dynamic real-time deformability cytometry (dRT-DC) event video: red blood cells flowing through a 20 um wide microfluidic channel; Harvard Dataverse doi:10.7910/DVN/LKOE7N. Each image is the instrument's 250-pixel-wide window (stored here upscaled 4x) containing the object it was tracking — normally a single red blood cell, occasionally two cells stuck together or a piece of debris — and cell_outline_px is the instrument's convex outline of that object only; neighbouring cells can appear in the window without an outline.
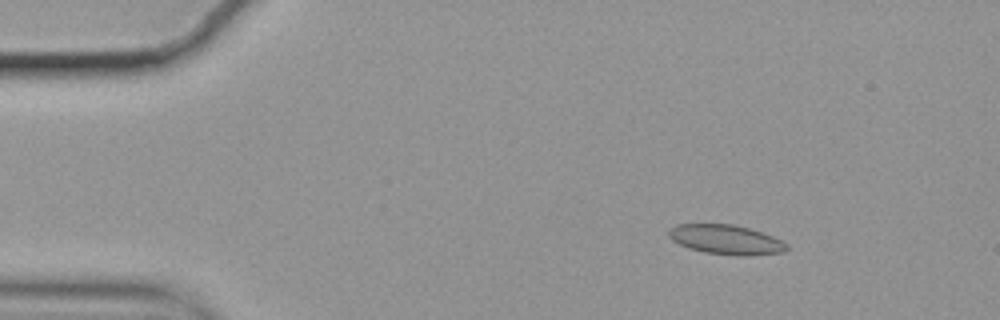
{"species": "common noctule bat (a hibernating species)", "species_latin": "Nyctalus noctula", "temperature_condition": "cold", "stored_images_in_passage": 51, "camera_frame_rate_fps": 3000, "um_per_image_px": 0.085, "animal": {"sex": "female", "body_mass_g": 19.9}, "frame": {"image": 1, "passage_image": 2, "time_ms": 0.333, "image_size_px": [1000, 320], "cell_outline_px": [[788, 248], [784, 252], [744, 256], [704, 252], [688, 248], [672, 240], [668, 236], [668, 228], [676, 224], [732, 224], [748, 228], [772, 236], [788, 244]], "centroid_in_image_um": [61.67, 20.36], "position_along_channel_um": 23.3, "area_um2": 20.23}}
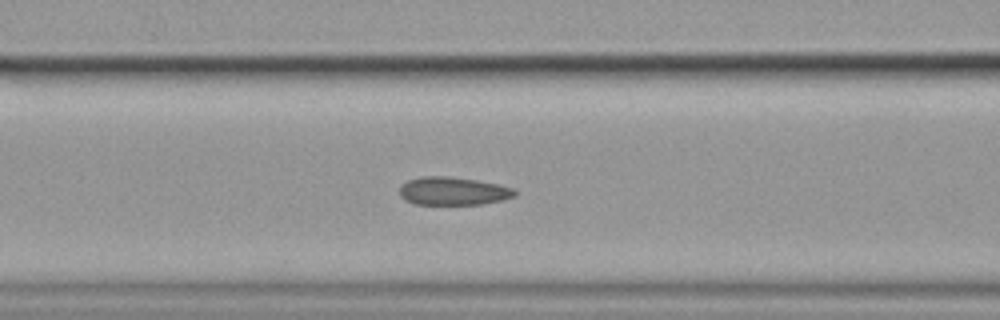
{"frame": {"image": 2, "passage_image": 17, "time_ms": 5.333, "image_size_px": [1000, 320], "cell_outline_px": [[516, 196], [504, 200], [480, 204], [416, 204], [404, 200], [400, 196], [400, 184], [408, 180], [424, 176], [448, 176], [476, 180], [496, 184], [512, 188], [516, 192]], "centroid_in_image_um": [38.49, 16.24], "position_along_channel_um": 128.1, "area_um2": 18.84}}
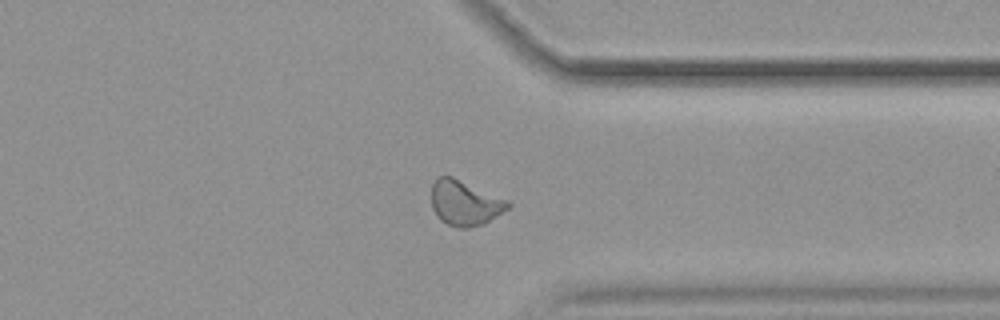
{"frame": {"image": 3, "passage_image": 38, "time_ms": 12.333, "image_size_px": [1000, 320], "cell_outline_px": [[512, 204], [508, 208], [484, 224], [468, 228], [456, 228], [440, 220], [436, 216], [432, 208], [432, 184], [436, 176], [452, 176], [508, 200]], "centroid_in_image_um": [39.49, 17.25], "position_along_channel_um": 371.9, "area_um2": 20.17}, "authors_computed_cell_mechanics": {"area_um2": 19.363, "velocity_mm_per_s": 3.5159, "shape_relaxation_time_tau1_ms": null, "shape_relaxation_time_tau2_ms": 1.2742, "deformation_change_tau1": null, "deformation_change_tau2": 0.0565}}